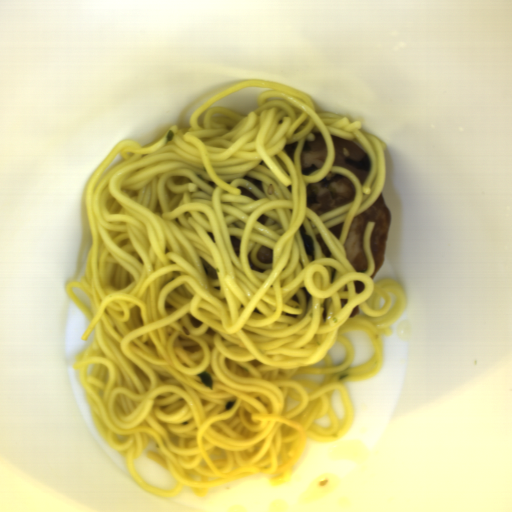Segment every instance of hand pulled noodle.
Instances as JSON below:
<instances>
[{
  "label": "hand pulled noodle",
  "mask_w": 512,
  "mask_h": 512,
  "mask_svg": "<svg viewBox=\"0 0 512 512\" xmlns=\"http://www.w3.org/2000/svg\"><path fill=\"white\" fill-rule=\"evenodd\" d=\"M247 85L271 88L251 113L210 108ZM168 130L174 140L167 145L168 131L146 146L122 140L87 185L91 245L83 276L65 291L88 319L81 340L94 333L72 368L95 427L145 492L172 497L191 488L202 499L211 488L256 474H269L278 487L292 480L307 440L331 443L349 434L355 411L346 384L380 371L383 335H393L407 308L397 280L372 278L374 221L362 236L367 268L356 271L345 251L355 217L382 195L387 146L360 121L318 112L297 88L252 79L202 104L189 127ZM316 132L328 152L322 168L306 176L302 147ZM331 134L367 152L371 168L362 185L333 166ZM295 142L293 162L283 149ZM328 172L348 177L355 195L317 216L306 207V186ZM240 186L258 201L240 195ZM341 222L337 241L328 229ZM302 224L314 240L311 256ZM232 235L240 240L237 258ZM261 246L272 249V264L257 260ZM355 280L365 284L359 294ZM72 287L89 295L91 310ZM340 298H347L344 307ZM351 329L373 342L371 358L353 368L344 334ZM335 342L346 351L339 366L327 355ZM203 371L212 390L197 378ZM335 391L339 421L331 408ZM232 400L233 409H225ZM326 414L329 426H316ZM149 442L157 451L146 456L175 477L173 490L137 474L132 463Z\"/></svg>",
  "instance_id": "14784b9a"
}]
</instances>
